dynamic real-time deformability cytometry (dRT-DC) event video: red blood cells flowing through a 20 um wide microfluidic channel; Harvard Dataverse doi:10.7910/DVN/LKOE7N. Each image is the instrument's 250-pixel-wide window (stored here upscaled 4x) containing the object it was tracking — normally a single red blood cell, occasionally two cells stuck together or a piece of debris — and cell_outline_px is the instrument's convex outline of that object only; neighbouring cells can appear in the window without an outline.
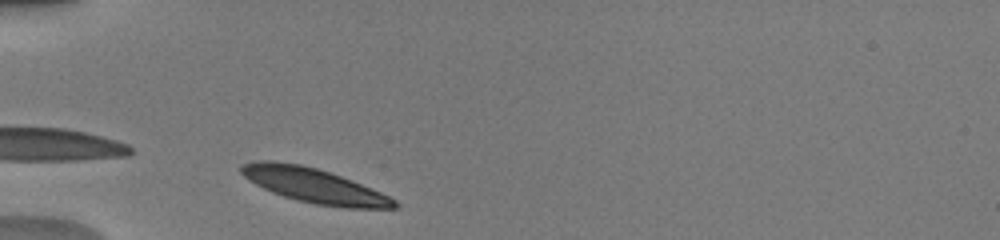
{"species": "human", "species_latin": "Homo sapiens", "temperature_condition": "warm", "stored_images_in_passage": 30, "camera_frame_rate_fps": 3000, "um_per_image_px": 0.085, "donor": {"sex": "male"}, "frame": {"image": 1, "passage_image": 2, "time_ms": 0.333, "image_size_px": [1000, 240], "cell_outline_px": [[400, 204], [396, 208], [348, 208], [316, 204], [284, 196], [272, 192], [248, 180], [240, 172], [240, 164], [256, 160], [272, 160], [300, 164], [316, 168], [352, 180], [380, 192], [396, 200]], "centroid_in_image_um": [26.67, 15.76], "position_along_channel_um": 58.3, "area_um2": 30.63}}
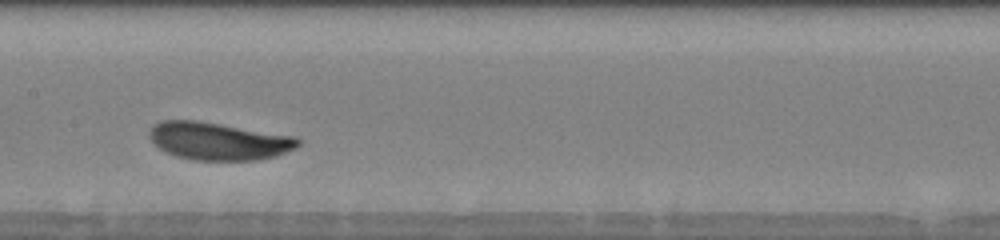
{"frame": {"image": 2, "passage_image": 13, "time_ms": 4.0, "image_size_px": [1000, 240], "cell_outline_px": [[300, 144], [296, 148], [276, 156], [256, 160], [192, 160], [176, 156], [164, 152], [152, 144], [148, 136], [148, 132], [152, 124], [160, 120], [200, 120], [296, 136], [300, 140]], "centroid_in_image_um": [18.53, 11.98], "position_along_channel_um": 188.9, "area_um2": 33.29}}
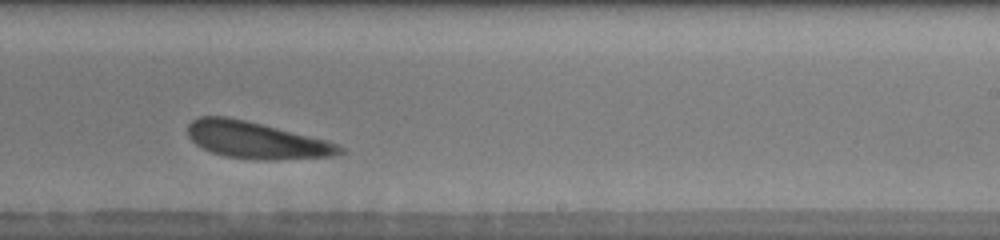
{"frame": {"image": 3, "passage_image": 19, "time_ms": 6.0, "image_size_px": [1000, 240], "cell_outline_px": [[344, 152], [340, 156], [276, 160], [256, 160], [224, 156], [212, 152], [196, 144], [188, 136], [188, 124], [192, 120], [200, 116], [228, 116], [328, 140], [344, 148]], "centroid_in_image_um": [21.82, 11.93], "position_along_channel_um": 267.2, "area_um2": 32.77}, "authors_computed_cell_mechanics": {"area_um2": 32.4547, "velocity_mm_per_s": 3.9311, "shape_relaxation_time_tau1_ms": 1.4163, "shape_relaxation_time_tau2_ms": null, "deformation_change_tau1": 0.1002, "deformation_change_tau2": null}}